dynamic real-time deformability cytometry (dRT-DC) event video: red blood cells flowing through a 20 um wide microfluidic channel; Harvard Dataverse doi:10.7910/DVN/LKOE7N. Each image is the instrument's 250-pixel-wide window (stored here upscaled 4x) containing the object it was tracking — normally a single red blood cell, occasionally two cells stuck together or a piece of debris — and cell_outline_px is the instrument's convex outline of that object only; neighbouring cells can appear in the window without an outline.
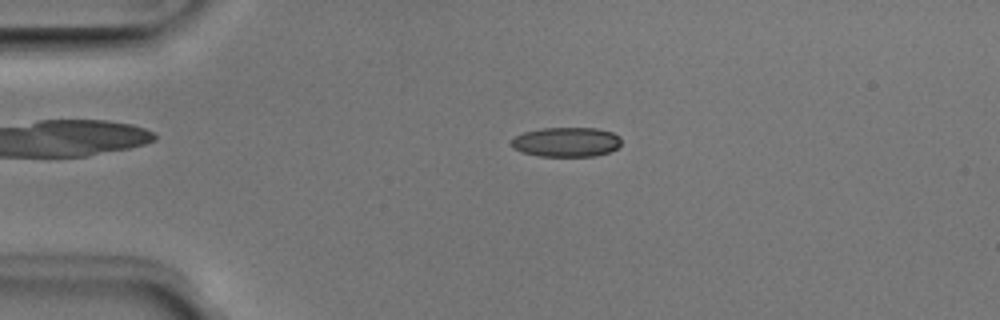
{"species": "Egyptian fruit bat (a non-hibernating species)", "species_latin": "Rousettus aegyptiacus", "temperature_condition": "room temperature", "stored_images_in_passage": 48, "camera_frame_rate_fps": 3000, "um_per_image_px": 0.085, "animal": {"sex": "male"}, "frame": {"image": 1, "passage_image": 9, "time_ms": 2.667, "image_size_px": [1000, 320], "cell_outline_px": [[620, 144], [616, 148], [608, 152], [596, 156], [540, 156], [524, 152], [512, 148], [508, 144], [516, 136], [524, 132], [544, 128], [596, 128], [612, 132], [620, 136]], "centroid_in_image_um": [48.13, 12.07], "position_along_channel_um": 36.9, "area_um2": 18.9}}
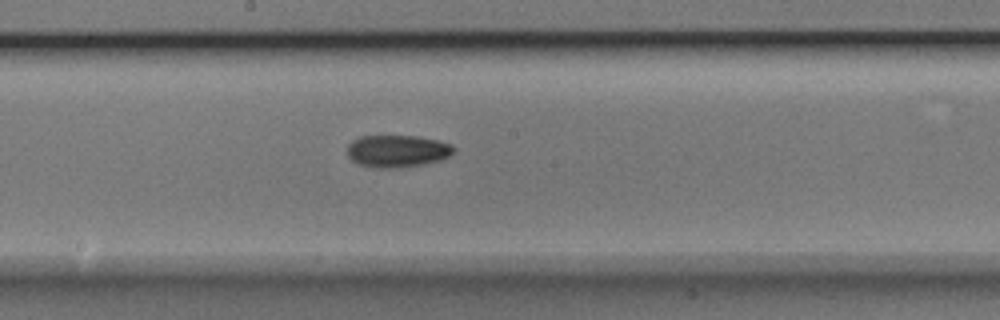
{"frame": {"image": 2, "passage_image": 25, "time_ms": 8.0, "image_size_px": [1000, 320], "cell_outline_px": [[456, 148], [448, 156], [440, 160], [424, 164], [400, 168], [372, 168], [360, 164], [352, 160], [348, 156], [348, 144], [352, 140], [360, 136], [420, 136], [452, 144]], "centroid_in_image_um": [33.76, 12.84], "position_along_channel_um": 214.4, "area_um2": 20.11}}
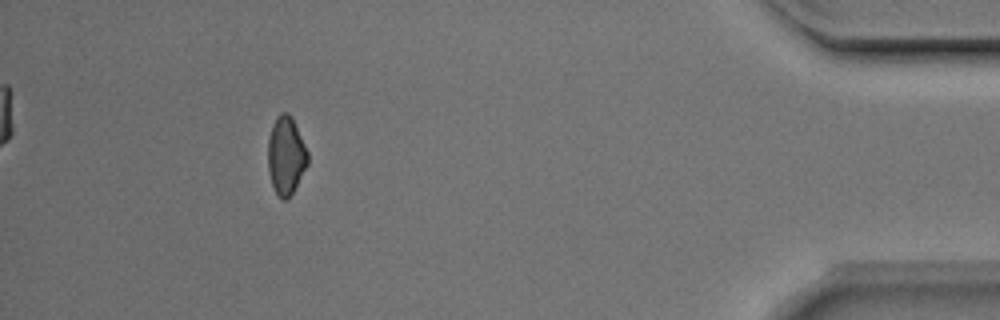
{"frame": {"image": 3, "passage_image": 44, "time_ms": 14.333, "image_size_px": [1000, 320], "cell_outline_px": [[308, 164], [288, 200], [284, 200], [276, 192], [272, 184], [268, 168], [268, 140], [272, 124], [276, 116], [280, 112], [288, 112], [292, 116], [308, 152]], "centroid_in_image_um": [24.31, 13.18], "position_along_channel_um": 410.9, "area_um2": 18.09}}